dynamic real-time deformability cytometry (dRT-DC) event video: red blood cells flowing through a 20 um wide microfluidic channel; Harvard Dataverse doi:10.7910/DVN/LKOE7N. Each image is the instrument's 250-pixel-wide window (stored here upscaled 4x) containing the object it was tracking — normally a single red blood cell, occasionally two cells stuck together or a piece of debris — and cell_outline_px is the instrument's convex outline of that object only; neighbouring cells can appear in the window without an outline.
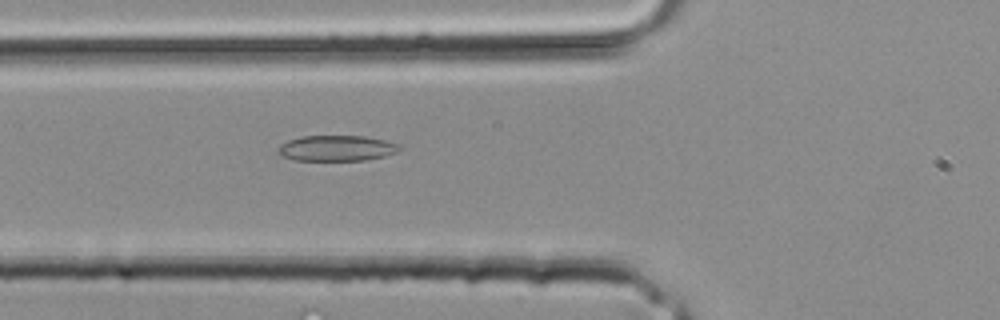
{"species": "common noctule bat (a hibernating species)", "species_latin": "Nyctalus noctula", "temperature_condition": "room temperature", "stored_images_in_passage": 26, "camera_frame_rate_fps": 3000, "um_per_image_px": 0.085, "animal": {"sex": "male", "body_mass_g": 20.4}, "frame": {"image": 1, "passage_image": 5, "time_ms": 1.333, "image_size_px": [1000, 320], "cell_outline_px": [[404, 148], [396, 152], [384, 156], [364, 160], [296, 160], [284, 156], [276, 148], [280, 144], [288, 140], [300, 136], [364, 136], [384, 140], [400, 144]], "centroid_in_image_um": [28.64, 12.59], "position_along_channel_um": 97.2, "area_um2": 18.09}}
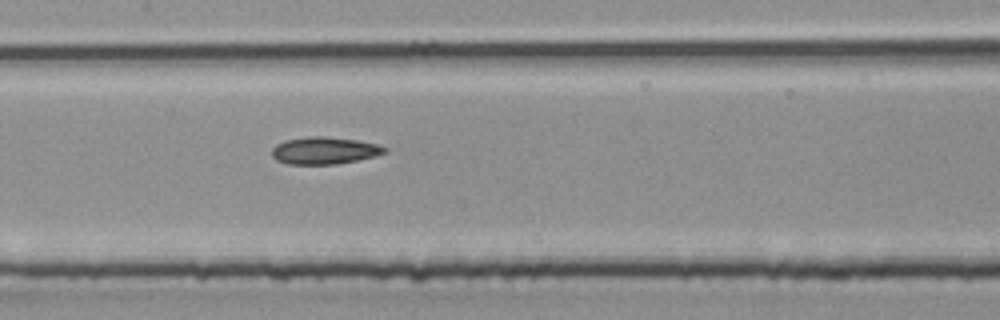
{"frame": {"image": 2, "passage_image": 9, "time_ms": 2.667, "image_size_px": [1000, 320], "cell_outline_px": [[388, 152], [376, 156], [336, 164], [288, 164], [276, 160], [272, 156], [272, 148], [276, 144], [288, 140], [312, 136], [324, 136], [356, 140], [376, 144], [388, 148]], "centroid_in_image_um": [27.59, 12.8], "position_along_channel_um": 179.8, "area_um2": 17.74}}
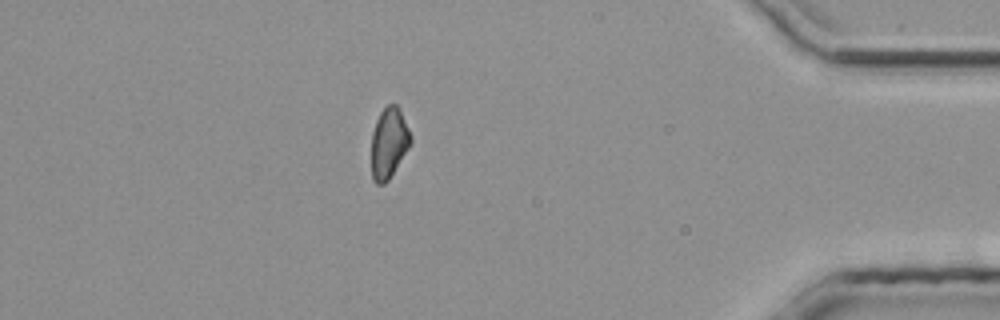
{"frame": {"image": 3, "passage_image": 22, "time_ms": 7.0, "image_size_px": [1000, 320], "cell_outline_px": [[412, 140], [408, 148], [388, 180], [384, 184], [376, 184], [372, 180], [372, 132], [376, 120], [380, 112], [388, 104], [396, 104], [400, 108], [412, 136]], "centroid_in_image_um": [33.05, 12.13], "position_along_channel_um": 402.1, "area_um2": 16.13}}